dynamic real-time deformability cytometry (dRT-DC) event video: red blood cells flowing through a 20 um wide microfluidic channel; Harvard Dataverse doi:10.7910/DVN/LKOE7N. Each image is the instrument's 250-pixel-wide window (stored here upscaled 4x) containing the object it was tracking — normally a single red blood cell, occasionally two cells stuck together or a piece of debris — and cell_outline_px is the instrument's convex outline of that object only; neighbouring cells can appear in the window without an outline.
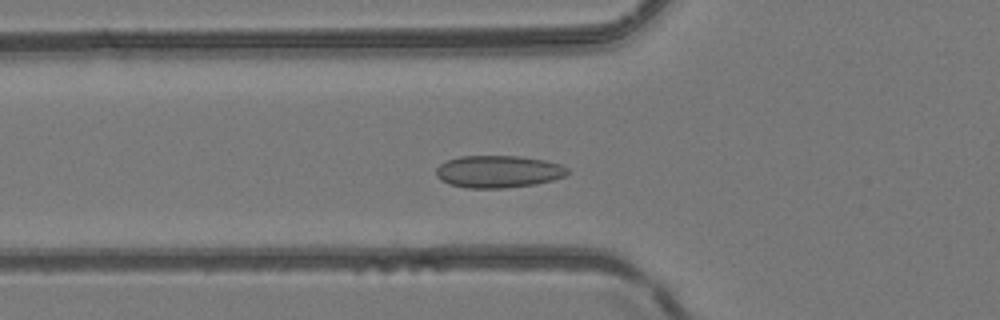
{"species": "common noctule bat (a hibernating species)", "species_latin": "Nyctalus noctula", "temperature_condition": "room temperature", "stored_images_in_passage": 36, "camera_frame_rate_fps": 3000, "um_per_image_px": 0.085, "animal": {"sex": "female", "body_mass_g": 24.6, "forearm_length_mm": 56.2}, "frame": {"image": 1, "passage_image": 4, "time_ms": 1.0, "image_size_px": [1000, 320], "cell_outline_px": [[568, 172], [564, 176], [552, 180], [536, 184], [504, 188], [464, 188], [448, 184], [440, 180], [436, 176], [436, 168], [440, 164], [448, 160], [460, 156], [520, 156], [544, 160], [560, 164], [568, 168]], "centroid_in_image_um": [42.32, 14.59], "position_along_channel_um": 83.5, "area_um2": 24.8}}
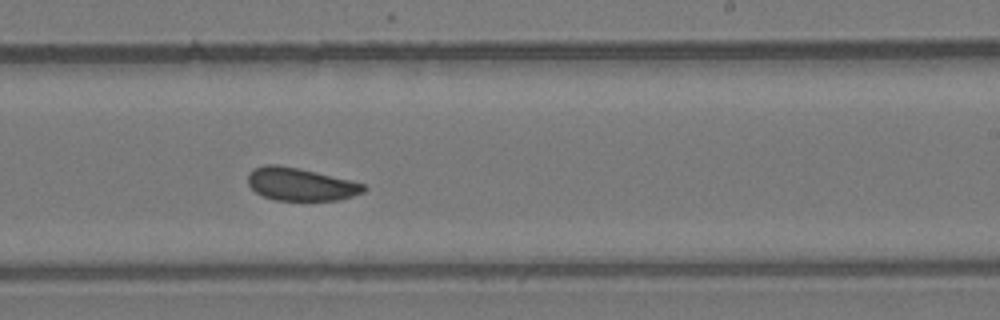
{"frame": {"image": 2, "passage_image": 17, "time_ms": 5.333, "image_size_px": [1000, 320], "cell_outline_px": [[368, 188], [364, 192], [340, 200], [276, 200], [264, 196], [256, 192], [248, 184], [248, 172], [252, 168], [264, 164], [276, 164], [300, 168], [364, 184]], "centroid_in_image_um": [25.52, 15.65], "position_along_channel_um": 263.5, "area_um2": 22.14}}
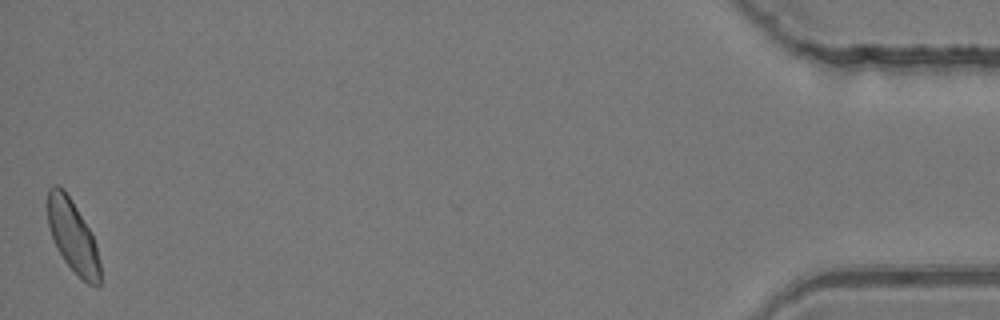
{"frame": {"image": 3, "passage_image": 36, "time_ms": 11.667, "image_size_px": [1000, 320], "cell_outline_px": [[100, 284], [96, 288], [80, 280], [64, 260], [52, 236], [48, 224], [48, 188], [52, 184], [56, 184], [64, 188], [88, 228], [96, 244], [100, 264]], "centroid_in_image_um": [6.2, 20.12], "position_along_channel_um": 429.0, "area_um2": 21.96}, "authors_computed_cell_mechanics": {"area_um2": 22.7154, "velocity_mm_per_s": 4.1453, "shape_relaxation_time_tau1_ms": 8.973, "shape_relaxation_time_tau2_ms": null, "deformation_change_tau1": 0.0955, "deformation_change_tau2": null}}